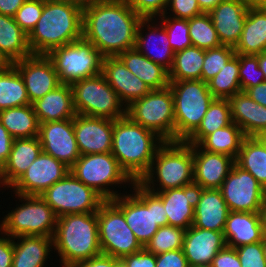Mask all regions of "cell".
<instances>
[{
    "label": "cell",
    "instance_id": "cell-43",
    "mask_svg": "<svg viewBox=\"0 0 266 267\" xmlns=\"http://www.w3.org/2000/svg\"><path fill=\"white\" fill-rule=\"evenodd\" d=\"M185 230L172 225L162 226L145 245V249L154 255L182 249Z\"/></svg>",
    "mask_w": 266,
    "mask_h": 267
},
{
    "label": "cell",
    "instance_id": "cell-34",
    "mask_svg": "<svg viewBox=\"0 0 266 267\" xmlns=\"http://www.w3.org/2000/svg\"><path fill=\"white\" fill-rule=\"evenodd\" d=\"M0 55L8 64L32 55L28 35L15 22L14 17L1 14Z\"/></svg>",
    "mask_w": 266,
    "mask_h": 267
},
{
    "label": "cell",
    "instance_id": "cell-47",
    "mask_svg": "<svg viewBox=\"0 0 266 267\" xmlns=\"http://www.w3.org/2000/svg\"><path fill=\"white\" fill-rule=\"evenodd\" d=\"M44 0H26L17 10L14 19L21 29L29 35L35 28L43 11Z\"/></svg>",
    "mask_w": 266,
    "mask_h": 267
},
{
    "label": "cell",
    "instance_id": "cell-9",
    "mask_svg": "<svg viewBox=\"0 0 266 267\" xmlns=\"http://www.w3.org/2000/svg\"><path fill=\"white\" fill-rule=\"evenodd\" d=\"M70 172L86 186L94 189L105 200H112L121 194L111 190L117 184L132 185L134 181L120 167L118 160L110 153L80 155L70 167Z\"/></svg>",
    "mask_w": 266,
    "mask_h": 267
},
{
    "label": "cell",
    "instance_id": "cell-30",
    "mask_svg": "<svg viewBox=\"0 0 266 267\" xmlns=\"http://www.w3.org/2000/svg\"><path fill=\"white\" fill-rule=\"evenodd\" d=\"M39 137L16 138L3 166V186L10 188L42 152Z\"/></svg>",
    "mask_w": 266,
    "mask_h": 267
},
{
    "label": "cell",
    "instance_id": "cell-3",
    "mask_svg": "<svg viewBox=\"0 0 266 267\" xmlns=\"http://www.w3.org/2000/svg\"><path fill=\"white\" fill-rule=\"evenodd\" d=\"M83 10L63 0H44L43 11L28 35L33 55H47L55 48L82 38Z\"/></svg>",
    "mask_w": 266,
    "mask_h": 267
},
{
    "label": "cell",
    "instance_id": "cell-56",
    "mask_svg": "<svg viewBox=\"0 0 266 267\" xmlns=\"http://www.w3.org/2000/svg\"><path fill=\"white\" fill-rule=\"evenodd\" d=\"M13 140L14 138L0 122V166L2 168L9 158Z\"/></svg>",
    "mask_w": 266,
    "mask_h": 267
},
{
    "label": "cell",
    "instance_id": "cell-2",
    "mask_svg": "<svg viewBox=\"0 0 266 267\" xmlns=\"http://www.w3.org/2000/svg\"><path fill=\"white\" fill-rule=\"evenodd\" d=\"M164 142L156 133L127 115L113 120L111 153L134 182H139L149 171L157 150Z\"/></svg>",
    "mask_w": 266,
    "mask_h": 267
},
{
    "label": "cell",
    "instance_id": "cell-16",
    "mask_svg": "<svg viewBox=\"0 0 266 267\" xmlns=\"http://www.w3.org/2000/svg\"><path fill=\"white\" fill-rule=\"evenodd\" d=\"M70 172V168L43 151L10 187L20 195H41Z\"/></svg>",
    "mask_w": 266,
    "mask_h": 267
},
{
    "label": "cell",
    "instance_id": "cell-25",
    "mask_svg": "<svg viewBox=\"0 0 266 267\" xmlns=\"http://www.w3.org/2000/svg\"><path fill=\"white\" fill-rule=\"evenodd\" d=\"M101 73L125 107L151 91L142 80L127 69L118 56H105Z\"/></svg>",
    "mask_w": 266,
    "mask_h": 267
},
{
    "label": "cell",
    "instance_id": "cell-51",
    "mask_svg": "<svg viewBox=\"0 0 266 267\" xmlns=\"http://www.w3.org/2000/svg\"><path fill=\"white\" fill-rule=\"evenodd\" d=\"M121 267H156V255L145 248L120 259Z\"/></svg>",
    "mask_w": 266,
    "mask_h": 267
},
{
    "label": "cell",
    "instance_id": "cell-50",
    "mask_svg": "<svg viewBox=\"0 0 266 267\" xmlns=\"http://www.w3.org/2000/svg\"><path fill=\"white\" fill-rule=\"evenodd\" d=\"M168 10L170 15H168ZM200 14L202 12L197 0H169L163 15L173 16L176 19H191Z\"/></svg>",
    "mask_w": 266,
    "mask_h": 267
},
{
    "label": "cell",
    "instance_id": "cell-60",
    "mask_svg": "<svg viewBox=\"0 0 266 267\" xmlns=\"http://www.w3.org/2000/svg\"><path fill=\"white\" fill-rule=\"evenodd\" d=\"M63 1L70 3V4H74L83 10L87 7H90L95 2H98L101 0H63Z\"/></svg>",
    "mask_w": 266,
    "mask_h": 267
},
{
    "label": "cell",
    "instance_id": "cell-62",
    "mask_svg": "<svg viewBox=\"0 0 266 267\" xmlns=\"http://www.w3.org/2000/svg\"><path fill=\"white\" fill-rule=\"evenodd\" d=\"M259 61V67L261 71L264 73L265 82H266V52H262L261 54L256 55Z\"/></svg>",
    "mask_w": 266,
    "mask_h": 267
},
{
    "label": "cell",
    "instance_id": "cell-21",
    "mask_svg": "<svg viewBox=\"0 0 266 267\" xmlns=\"http://www.w3.org/2000/svg\"><path fill=\"white\" fill-rule=\"evenodd\" d=\"M144 28L146 30H143ZM144 31L148 32L144 33ZM135 48L151 61L161 65L168 72L171 69L175 53L170 46L164 26L161 23L157 24L154 18L142 19L139 22Z\"/></svg>",
    "mask_w": 266,
    "mask_h": 267
},
{
    "label": "cell",
    "instance_id": "cell-29",
    "mask_svg": "<svg viewBox=\"0 0 266 267\" xmlns=\"http://www.w3.org/2000/svg\"><path fill=\"white\" fill-rule=\"evenodd\" d=\"M230 210L220 189H204L198 205L194 208L192 226L223 232Z\"/></svg>",
    "mask_w": 266,
    "mask_h": 267
},
{
    "label": "cell",
    "instance_id": "cell-66",
    "mask_svg": "<svg viewBox=\"0 0 266 267\" xmlns=\"http://www.w3.org/2000/svg\"><path fill=\"white\" fill-rule=\"evenodd\" d=\"M7 65L8 63L0 55V69L6 67Z\"/></svg>",
    "mask_w": 266,
    "mask_h": 267
},
{
    "label": "cell",
    "instance_id": "cell-45",
    "mask_svg": "<svg viewBox=\"0 0 266 267\" xmlns=\"http://www.w3.org/2000/svg\"><path fill=\"white\" fill-rule=\"evenodd\" d=\"M234 55V47L228 45L205 50L202 81L207 83L214 78Z\"/></svg>",
    "mask_w": 266,
    "mask_h": 267
},
{
    "label": "cell",
    "instance_id": "cell-33",
    "mask_svg": "<svg viewBox=\"0 0 266 267\" xmlns=\"http://www.w3.org/2000/svg\"><path fill=\"white\" fill-rule=\"evenodd\" d=\"M235 54L257 55L266 52V9L249 7Z\"/></svg>",
    "mask_w": 266,
    "mask_h": 267
},
{
    "label": "cell",
    "instance_id": "cell-10",
    "mask_svg": "<svg viewBox=\"0 0 266 267\" xmlns=\"http://www.w3.org/2000/svg\"><path fill=\"white\" fill-rule=\"evenodd\" d=\"M126 115L164 141H175L174 97L169 86L151 90L131 102L126 107Z\"/></svg>",
    "mask_w": 266,
    "mask_h": 267
},
{
    "label": "cell",
    "instance_id": "cell-58",
    "mask_svg": "<svg viewBox=\"0 0 266 267\" xmlns=\"http://www.w3.org/2000/svg\"><path fill=\"white\" fill-rule=\"evenodd\" d=\"M26 0H0V14L14 17Z\"/></svg>",
    "mask_w": 266,
    "mask_h": 267
},
{
    "label": "cell",
    "instance_id": "cell-61",
    "mask_svg": "<svg viewBox=\"0 0 266 267\" xmlns=\"http://www.w3.org/2000/svg\"><path fill=\"white\" fill-rule=\"evenodd\" d=\"M251 8L266 9V0H245Z\"/></svg>",
    "mask_w": 266,
    "mask_h": 267
},
{
    "label": "cell",
    "instance_id": "cell-31",
    "mask_svg": "<svg viewBox=\"0 0 266 267\" xmlns=\"http://www.w3.org/2000/svg\"><path fill=\"white\" fill-rule=\"evenodd\" d=\"M13 247L12 267H44L49 258V252H52L53 238L20 235L13 238Z\"/></svg>",
    "mask_w": 266,
    "mask_h": 267
},
{
    "label": "cell",
    "instance_id": "cell-36",
    "mask_svg": "<svg viewBox=\"0 0 266 267\" xmlns=\"http://www.w3.org/2000/svg\"><path fill=\"white\" fill-rule=\"evenodd\" d=\"M205 50L196 46L175 52L173 64L168 72L169 82L202 80Z\"/></svg>",
    "mask_w": 266,
    "mask_h": 267
},
{
    "label": "cell",
    "instance_id": "cell-57",
    "mask_svg": "<svg viewBox=\"0 0 266 267\" xmlns=\"http://www.w3.org/2000/svg\"><path fill=\"white\" fill-rule=\"evenodd\" d=\"M244 92L256 103L266 107V82L247 88Z\"/></svg>",
    "mask_w": 266,
    "mask_h": 267
},
{
    "label": "cell",
    "instance_id": "cell-15",
    "mask_svg": "<svg viewBox=\"0 0 266 267\" xmlns=\"http://www.w3.org/2000/svg\"><path fill=\"white\" fill-rule=\"evenodd\" d=\"M220 191L230 211L260 212L266 189L236 163L223 181Z\"/></svg>",
    "mask_w": 266,
    "mask_h": 267
},
{
    "label": "cell",
    "instance_id": "cell-64",
    "mask_svg": "<svg viewBox=\"0 0 266 267\" xmlns=\"http://www.w3.org/2000/svg\"><path fill=\"white\" fill-rule=\"evenodd\" d=\"M255 137L261 142V144L264 146L266 150V131L260 132Z\"/></svg>",
    "mask_w": 266,
    "mask_h": 267
},
{
    "label": "cell",
    "instance_id": "cell-55",
    "mask_svg": "<svg viewBox=\"0 0 266 267\" xmlns=\"http://www.w3.org/2000/svg\"><path fill=\"white\" fill-rule=\"evenodd\" d=\"M0 233V267H12L14 254L13 238L1 231Z\"/></svg>",
    "mask_w": 266,
    "mask_h": 267
},
{
    "label": "cell",
    "instance_id": "cell-13",
    "mask_svg": "<svg viewBox=\"0 0 266 267\" xmlns=\"http://www.w3.org/2000/svg\"><path fill=\"white\" fill-rule=\"evenodd\" d=\"M97 219L102 254L121 259L144 248L126 223L122 210L112 200L101 204Z\"/></svg>",
    "mask_w": 266,
    "mask_h": 267
},
{
    "label": "cell",
    "instance_id": "cell-44",
    "mask_svg": "<svg viewBox=\"0 0 266 267\" xmlns=\"http://www.w3.org/2000/svg\"><path fill=\"white\" fill-rule=\"evenodd\" d=\"M158 18L161 20L159 23L161 22L167 32L170 46L174 53L192 46L188 19H176L166 15Z\"/></svg>",
    "mask_w": 266,
    "mask_h": 267
},
{
    "label": "cell",
    "instance_id": "cell-12",
    "mask_svg": "<svg viewBox=\"0 0 266 267\" xmlns=\"http://www.w3.org/2000/svg\"><path fill=\"white\" fill-rule=\"evenodd\" d=\"M61 84L98 75L102 72L104 56L83 37L55 48L47 54Z\"/></svg>",
    "mask_w": 266,
    "mask_h": 267
},
{
    "label": "cell",
    "instance_id": "cell-49",
    "mask_svg": "<svg viewBox=\"0 0 266 267\" xmlns=\"http://www.w3.org/2000/svg\"><path fill=\"white\" fill-rule=\"evenodd\" d=\"M242 267H266L262 241L235 248Z\"/></svg>",
    "mask_w": 266,
    "mask_h": 267
},
{
    "label": "cell",
    "instance_id": "cell-11",
    "mask_svg": "<svg viewBox=\"0 0 266 267\" xmlns=\"http://www.w3.org/2000/svg\"><path fill=\"white\" fill-rule=\"evenodd\" d=\"M77 114L112 120L124 117L126 107L102 73L71 84Z\"/></svg>",
    "mask_w": 266,
    "mask_h": 267
},
{
    "label": "cell",
    "instance_id": "cell-22",
    "mask_svg": "<svg viewBox=\"0 0 266 267\" xmlns=\"http://www.w3.org/2000/svg\"><path fill=\"white\" fill-rule=\"evenodd\" d=\"M249 6L245 0H223L209 16L222 45L235 47L244 28Z\"/></svg>",
    "mask_w": 266,
    "mask_h": 267
},
{
    "label": "cell",
    "instance_id": "cell-17",
    "mask_svg": "<svg viewBox=\"0 0 266 267\" xmlns=\"http://www.w3.org/2000/svg\"><path fill=\"white\" fill-rule=\"evenodd\" d=\"M38 137L43 152L65 163L69 168L80 157L73 119L39 123Z\"/></svg>",
    "mask_w": 266,
    "mask_h": 267
},
{
    "label": "cell",
    "instance_id": "cell-35",
    "mask_svg": "<svg viewBox=\"0 0 266 267\" xmlns=\"http://www.w3.org/2000/svg\"><path fill=\"white\" fill-rule=\"evenodd\" d=\"M0 122L14 139L39 135V122L32 104L0 111Z\"/></svg>",
    "mask_w": 266,
    "mask_h": 267
},
{
    "label": "cell",
    "instance_id": "cell-23",
    "mask_svg": "<svg viewBox=\"0 0 266 267\" xmlns=\"http://www.w3.org/2000/svg\"><path fill=\"white\" fill-rule=\"evenodd\" d=\"M235 164V159L193 145V179L204 189H220Z\"/></svg>",
    "mask_w": 266,
    "mask_h": 267
},
{
    "label": "cell",
    "instance_id": "cell-26",
    "mask_svg": "<svg viewBox=\"0 0 266 267\" xmlns=\"http://www.w3.org/2000/svg\"><path fill=\"white\" fill-rule=\"evenodd\" d=\"M223 235L226 246L232 248L261 242L265 235L260 212L230 211L226 219Z\"/></svg>",
    "mask_w": 266,
    "mask_h": 267
},
{
    "label": "cell",
    "instance_id": "cell-4",
    "mask_svg": "<svg viewBox=\"0 0 266 267\" xmlns=\"http://www.w3.org/2000/svg\"><path fill=\"white\" fill-rule=\"evenodd\" d=\"M52 238L63 267L102 254L97 212L58 217Z\"/></svg>",
    "mask_w": 266,
    "mask_h": 267
},
{
    "label": "cell",
    "instance_id": "cell-32",
    "mask_svg": "<svg viewBox=\"0 0 266 267\" xmlns=\"http://www.w3.org/2000/svg\"><path fill=\"white\" fill-rule=\"evenodd\" d=\"M118 57L127 69L142 80L151 90L164 89L169 86L168 71L148 59L136 48L126 50L120 53Z\"/></svg>",
    "mask_w": 266,
    "mask_h": 267
},
{
    "label": "cell",
    "instance_id": "cell-1",
    "mask_svg": "<svg viewBox=\"0 0 266 267\" xmlns=\"http://www.w3.org/2000/svg\"><path fill=\"white\" fill-rule=\"evenodd\" d=\"M142 18L125 0H101L83 9L82 37L105 56L135 48Z\"/></svg>",
    "mask_w": 266,
    "mask_h": 267
},
{
    "label": "cell",
    "instance_id": "cell-65",
    "mask_svg": "<svg viewBox=\"0 0 266 267\" xmlns=\"http://www.w3.org/2000/svg\"><path fill=\"white\" fill-rule=\"evenodd\" d=\"M262 247H263V251H264V258L266 259V236L263 237Z\"/></svg>",
    "mask_w": 266,
    "mask_h": 267
},
{
    "label": "cell",
    "instance_id": "cell-54",
    "mask_svg": "<svg viewBox=\"0 0 266 267\" xmlns=\"http://www.w3.org/2000/svg\"><path fill=\"white\" fill-rule=\"evenodd\" d=\"M67 267H121L120 259L100 254L96 257L73 263Z\"/></svg>",
    "mask_w": 266,
    "mask_h": 267
},
{
    "label": "cell",
    "instance_id": "cell-67",
    "mask_svg": "<svg viewBox=\"0 0 266 267\" xmlns=\"http://www.w3.org/2000/svg\"><path fill=\"white\" fill-rule=\"evenodd\" d=\"M3 186V168L0 166V187Z\"/></svg>",
    "mask_w": 266,
    "mask_h": 267
},
{
    "label": "cell",
    "instance_id": "cell-68",
    "mask_svg": "<svg viewBox=\"0 0 266 267\" xmlns=\"http://www.w3.org/2000/svg\"><path fill=\"white\" fill-rule=\"evenodd\" d=\"M195 267H212L211 265L195 266Z\"/></svg>",
    "mask_w": 266,
    "mask_h": 267
},
{
    "label": "cell",
    "instance_id": "cell-52",
    "mask_svg": "<svg viewBox=\"0 0 266 267\" xmlns=\"http://www.w3.org/2000/svg\"><path fill=\"white\" fill-rule=\"evenodd\" d=\"M156 267H189L182 249L156 255Z\"/></svg>",
    "mask_w": 266,
    "mask_h": 267
},
{
    "label": "cell",
    "instance_id": "cell-38",
    "mask_svg": "<svg viewBox=\"0 0 266 267\" xmlns=\"http://www.w3.org/2000/svg\"><path fill=\"white\" fill-rule=\"evenodd\" d=\"M245 137L241 128L232 122L207 135L198 145L208 152L225 154L236 160Z\"/></svg>",
    "mask_w": 266,
    "mask_h": 267
},
{
    "label": "cell",
    "instance_id": "cell-46",
    "mask_svg": "<svg viewBox=\"0 0 266 267\" xmlns=\"http://www.w3.org/2000/svg\"><path fill=\"white\" fill-rule=\"evenodd\" d=\"M239 78L241 91L265 82L264 73L259 67L256 55L239 54Z\"/></svg>",
    "mask_w": 266,
    "mask_h": 267
},
{
    "label": "cell",
    "instance_id": "cell-40",
    "mask_svg": "<svg viewBox=\"0 0 266 267\" xmlns=\"http://www.w3.org/2000/svg\"><path fill=\"white\" fill-rule=\"evenodd\" d=\"M232 123L228 99H214L201 120L198 128L185 140L188 144L198 145L207 135L227 127Z\"/></svg>",
    "mask_w": 266,
    "mask_h": 267
},
{
    "label": "cell",
    "instance_id": "cell-41",
    "mask_svg": "<svg viewBox=\"0 0 266 267\" xmlns=\"http://www.w3.org/2000/svg\"><path fill=\"white\" fill-rule=\"evenodd\" d=\"M209 91L215 99H229L241 92L239 78V54H235L223 69L207 82Z\"/></svg>",
    "mask_w": 266,
    "mask_h": 267
},
{
    "label": "cell",
    "instance_id": "cell-39",
    "mask_svg": "<svg viewBox=\"0 0 266 267\" xmlns=\"http://www.w3.org/2000/svg\"><path fill=\"white\" fill-rule=\"evenodd\" d=\"M235 163L266 189V150L255 136H246Z\"/></svg>",
    "mask_w": 266,
    "mask_h": 267
},
{
    "label": "cell",
    "instance_id": "cell-7",
    "mask_svg": "<svg viewBox=\"0 0 266 267\" xmlns=\"http://www.w3.org/2000/svg\"><path fill=\"white\" fill-rule=\"evenodd\" d=\"M169 87L174 97L175 141H185L215 98L202 80L169 82Z\"/></svg>",
    "mask_w": 266,
    "mask_h": 267
},
{
    "label": "cell",
    "instance_id": "cell-28",
    "mask_svg": "<svg viewBox=\"0 0 266 267\" xmlns=\"http://www.w3.org/2000/svg\"><path fill=\"white\" fill-rule=\"evenodd\" d=\"M231 120L241 128L245 136H256L266 131V107L256 103L244 91L229 99Z\"/></svg>",
    "mask_w": 266,
    "mask_h": 267
},
{
    "label": "cell",
    "instance_id": "cell-5",
    "mask_svg": "<svg viewBox=\"0 0 266 267\" xmlns=\"http://www.w3.org/2000/svg\"><path fill=\"white\" fill-rule=\"evenodd\" d=\"M193 181V145L185 141H165L139 183L156 193L181 188Z\"/></svg>",
    "mask_w": 266,
    "mask_h": 267
},
{
    "label": "cell",
    "instance_id": "cell-18",
    "mask_svg": "<svg viewBox=\"0 0 266 267\" xmlns=\"http://www.w3.org/2000/svg\"><path fill=\"white\" fill-rule=\"evenodd\" d=\"M20 73L30 104L57 88L58 74L47 55H31L13 63Z\"/></svg>",
    "mask_w": 266,
    "mask_h": 267
},
{
    "label": "cell",
    "instance_id": "cell-42",
    "mask_svg": "<svg viewBox=\"0 0 266 267\" xmlns=\"http://www.w3.org/2000/svg\"><path fill=\"white\" fill-rule=\"evenodd\" d=\"M188 26L192 46L208 50L222 45L208 13L188 19Z\"/></svg>",
    "mask_w": 266,
    "mask_h": 267
},
{
    "label": "cell",
    "instance_id": "cell-63",
    "mask_svg": "<svg viewBox=\"0 0 266 267\" xmlns=\"http://www.w3.org/2000/svg\"><path fill=\"white\" fill-rule=\"evenodd\" d=\"M260 216H261L263 232H264V235L266 236V198H265V202L263 203V206L260 210Z\"/></svg>",
    "mask_w": 266,
    "mask_h": 267
},
{
    "label": "cell",
    "instance_id": "cell-37",
    "mask_svg": "<svg viewBox=\"0 0 266 267\" xmlns=\"http://www.w3.org/2000/svg\"><path fill=\"white\" fill-rule=\"evenodd\" d=\"M30 104L23 79L13 64L0 69V111Z\"/></svg>",
    "mask_w": 266,
    "mask_h": 267
},
{
    "label": "cell",
    "instance_id": "cell-20",
    "mask_svg": "<svg viewBox=\"0 0 266 267\" xmlns=\"http://www.w3.org/2000/svg\"><path fill=\"white\" fill-rule=\"evenodd\" d=\"M203 188L194 181L181 188L156 192L167 213L168 225L187 230L194 221V208L198 205Z\"/></svg>",
    "mask_w": 266,
    "mask_h": 267
},
{
    "label": "cell",
    "instance_id": "cell-27",
    "mask_svg": "<svg viewBox=\"0 0 266 267\" xmlns=\"http://www.w3.org/2000/svg\"><path fill=\"white\" fill-rule=\"evenodd\" d=\"M32 106L39 123L73 119L77 114L71 84H60Z\"/></svg>",
    "mask_w": 266,
    "mask_h": 267
},
{
    "label": "cell",
    "instance_id": "cell-6",
    "mask_svg": "<svg viewBox=\"0 0 266 267\" xmlns=\"http://www.w3.org/2000/svg\"><path fill=\"white\" fill-rule=\"evenodd\" d=\"M133 193L116 197L112 201L122 210L126 223L140 244L145 245L162 226L168 225L162 200L139 182L131 185Z\"/></svg>",
    "mask_w": 266,
    "mask_h": 267
},
{
    "label": "cell",
    "instance_id": "cell-14",
    "mask_svg": "<svg viewBox=\"0 0 266 267\" xmlns=\"http://www.w3.org/2000/svg\"><path fill=\"white\" fill-rule=\"evenodd\" d=\"M57 217L95 213L105 199L69 172L40 195Z\"/></svg>",
    "mask_w": 266,
    "mask_h": 267
},
{
    "label": "cell",
    "instance_id": "cell-8",
    "mask_svg": "<svg viewBox=\"0 0 266 267\" xmlns=\"http://www.w3.org/2000/svg\"><path fill=\"white\" fill-rule=\"evenodd\" d=\"M22 204L0 221V231L14 238L20 235L53 237L57 216L39 195L15 194Z\"/></svg>",
    "mask_w": 266,
    "mask_h": 267
},
{
    "label": "cell",
    "instance_id": "cell-53",
    "mask_svg": "<svg viewBox=\"0 0 266 267\" xmlns=\"http://www.w3.org/2000/svg\"><path fill=\"white\" fill-rule=\"evenodd\" d=\"M212 267H242L236 249L225 246L214 257Z\"/></svg>",
    "mask_w": 266,
    "mask_h": 267
},
{
    "label": "cell",
    "instance_id": "cell-24",
    "mask_svg": "<svg viewBox=\"0 0 266 267\" xmlns=\"http://www.w3.org/2000/svg\"><path fill=\"white\" fill-rule=\"evenodd\" d=\"M225 246L223 232L191 226L185 230L182 250L189 267H195L211 265Z\"/></svg>",
    "mask_w": 266,
    "mask_h": 267
},
{
    "label": "cell",
    "instance_id": "cell-59",
    "mask_svg": "<svg viewBox=\"0 0 266 267\" xmlns=\"http://www.w3.org/2000/svg\"><path fill=\"white\" fill-rule=\"evenodd\" d=\"M223 0H197L202 13L211 12Z\"/></svg>",
    "mask_w": 266,
    "mask_h": 267
},
{
    "label": "cell",
    "instance_id": "cell-19",
    "mask_svg": "<svg viewBox=\"0 0 266 267\" xmlns=\"http://www.w3.org/2000/svg\"><path fill=\"white\" fill-rule=\"evenodd\" d=\"M73 126L80 155L112 151V119L76 114Z\"/></svg>",
    "mask_w": 266,
    "mask_h": 267
},
{
    "label": "cell",
    "instance_id": "cell-48",
    "mask_svg": "<svg viewBox=\"0 0 266 267\" xmlns=\"http://www.w3.org/2000/svg\"><path fill=\"white\" fill-rule=\"evenodd\" d=\"M126 3L142 18L149 19L162 16L166 12L169 0H125ZM157 17V18H156Z\"/></svg>",
    "mask_w": 266,
    "mask_h": 267
}]
</instances>
